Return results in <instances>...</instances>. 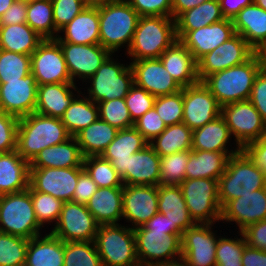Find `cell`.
<instances>
[{"mask_svg":"<svg viewBox=\"0 0 266 266\" xmlns=\"http://www.w3.org/2000/svg\"><path fill=\"white\" fill-rule=\"evenodd\" d=\"M262 68L260 55L256 52L246 62L213 73L202 82L222 107L238 101L248 100L256 76Z\"/></svg>","mask_w":266,"mask_h":266,"instance_id":"cell-1","label":"cell"},{"mask_svg":"<svg viewBox=\"0 0 266 266\" xmlns=\"http://www.w3.org/2000/svg\"><path fill=\"white\" fill-rule=\"evenodd\" d=\"M70 137L61 119L34 112L19 118L16 150L30 163L46 147L62 143Z\"/></svg>","mask_w":266,"mask_h":266,"instance_id":"cell-2","label":"cell"},{"mask_svg":"<svg viewBox=\"0 0 266 266\" xmlns=\"http://www.w3.org/2000/svg\"><path fill=\"white\" fill-rule=\"evenodd\" d=\"M139 18L127 0L99 5L100 45L112 54L127 42L129 49Z\"/></svg>","mask_w":266,"mask_h":266,"instance_id":"cell-3","label":"cell"},{"mask_svg":"<svg viewBox=\"0 0 266 266\" xmlns=\"http://www.w3.org/2000/svg\"><path fill=\"white\" fill-rule=\"evenodd\" d=\"M178 40L172 17L141 16L129 47L133 60L159 58Z\"/></svg>","mask_w":266,"mask_h":266,"instance_id":"cell-4","label":"cell"},{"mask_svg":"<svg viewBox=\"0 0 266 266\" xmlns=\"http://www.w3.org/2000/svg\"><path fill=\"white\" fill-rule=\"evenodd\" d=\"M262 188H266V176L241 151L229 157L225 172L218 179L220 205Z\"/></svg>","mask_w":266,"mask_h":266,"instance_id":"cell-5","label":"cell"},{"mask_svg":"<svg viewBox=\"0 0 266 266\" xmlns=\"http://www.w3.org/2000/svg\"><path fill=\"white\" fill-rule=\"evenodd\" d=\"M40 228L30 186L24 191L0 196V232L32 239L40 235Z\"/></svg>","mask_w":266,"mask_h":266,"instance_id":"cell-6","label":"cell"},{"mask_svg":"<svg viewBox=\"0 0 266 266\" xmlns=\"http://www.w3.org/2000/svg\"><path fill=\"white\" fill-rule=\"evenodd\" d=\"M94 242L102 266H140L133 228L99 225Z\"/></svg>","mask_w":266,"mask_h":266,"instance_id":"cell-7","label":"cell"},{"mask_svg":"<svg viewBox=\"0 0 266 266\" xmlns=\"http://www.w3.org/2000/svg\"><path fill=\"white\" fill-rule=\"evenodd\" d=\"M186 207L195 223L213 224L221 219L218 180L207 178L184 179L179 185Z\"/></svg>","mask_w":266,"mask_h":266,"instance_id":"cell-8","label":"cell"},{"mask_svg":"<svg viewBox=\"0 0 266 266\" xmlns=\"http://www.w3.org/2000/svg\"><path fill=\"white\" fill-rule=\"evenodd\" d=\"M133 230L136 254L140 266H161L181 260L182 243L179 235H168L166 232L149 231L143 226H139ZM177 255L178 259L176 260L174 256ZM149 259L152 261H149ZM156 259L159 260L153 262Z\"/></svg>","mask_w":266,"mask_h":266,"instance_id":"cell-9","label":"cell"},{"mask_svg":"<svg viewBox=\"0 0 266 266\" xmlns=\"http://www.w3.org/2000/svg\"><path fill=\"white\" fill-rule=\"evenodd\" d=\"M110 56L89 79L92 87L88 89L89 99L94 103L121 99L134 85L133 71L130 65L118 64Z\"/></svg>","mask_w":266,"mask_h":266,"instance_id":"cell-10","label":"cell"},{"mask_svg":"<svg viewBox=\"0 0 266 266\" xmlns=\"http://www.w3.org/2000/svg\"><path fill=\"white\" fill-rule=\"evenodd\" d=\"M231 135H235L238 147L266 137V123L250 100H242L221 107Z\"/></svg>","mask_w":266,"mask_h":266,"instance_id":"cell-11","label":"cell"},{"mask_svg":"<svg viewBox=\"0 0 266 266\" xmlns=\"http://www.w3.org/2000/svg\"><path fill=\"white\" fill-rule=\"evenodd\" d=\"M51 234L63 242L94 241L99 224L86 205L64 202Z\"/></svg>","mask_w":266,"mask_h":266,"instance_id":"cell-12","label":"cell"},{"mask_svg":"<svg viewBox=\"0 0 266 266\" xmlns=\"http://www.w3.org/2000/svg\"><path fill=\"white\" fill-rule=\"evenodd\" d=\"M31 73L37 85L73 83L56 39H44L31 55Z\"/></svg>","mask_w":266,"mask_h":266,"instance_id":"cell-13","label":"cell"},{"mask_svg":"<svg viewBox=\"0 0 266 266\" xmlns=\"http://www.w3.org/2000/svg\"><path fill=\"white\" fill-rule=\"evenodd\" d=\"M255 53L256 51L240 34H235L197 62L198 78L202 82L213 73L246 62Z\"/></svg>","mask_w":266,"mask_h":266,"instance_id":"cell-14","label":"cell"},{"mask_svg":"<svg viewBox=\"0 0 266 266\" xmlns=\"http://www.w3.org/2000/svg\"><path fill=\"white\" fill-rule=\"evenodd\" d=\"M83 167L70 168H30L29 186L34 190L47 193L63 203L72 201Z\"/></svg>","mask_w":266,"mask_h":266,"instance_id":"cell-15","label":"cell"},{"mask_svg":"<svg viewBox=\"0 0 266 266\" xmlns=\"http://www.w3.org/2000/svg\"><path fill=\"white\" fill-rule=\"evenodd\" d=\"M221 115V106L203 84L183 87V123L192 131L214 121Z\"/></svg>","mask_w":266,"mask_h":266,"instance_id":"cell-16","label":"cell"},{"mask_svg":"<svg viewBox=\"0 0 266 266\" xmlns=\"http://www.w3.org/2000/svg\"><path fill=\"white\" fill-rule=\"evenodd\" d=\"M212 224H198L183 232L181 259L188 266H216L218 239L211 231Z\"/></svg>","mask_w":266,"mask_h":266,"instance_id":"cell-17","label":"cell"},{"mask_svg":"<svg viewBox=\"0 0 266 266\" xmlns=\"http://www.w3.org/2000/svg\"><path fill=\"white\" fill-rule=\"evenodd\" d=\"M37 86L32 73L18 80L0 83V109L17 118L34 113Z\"/></svg>","mask_w":266,"mask_h":266,"instance_id":"cell-18","label":"cell"},{"mask_svg":"<svg viewBox=\"0 0 266 266\" xmlns=\"http://www.w3.org/2000/svg\"><path fill=\"white\" fill-rule=\"evenodd\" d=\"M66 66L74 83V77L90 78L112 54L100 44H73L59 42Z\"/></svg>","mask_w":266,"mask_h":266,"instance_id":"cell-19","label":"cell"},{"mask_svg":"<svg viewBox=\"0 0 266 266\" xmlns=\"http://www.w3.org/2000/svg\"><path fill=\"white\" fill-rule=\"evenodd\" d=\"M134 84L154 97L165 96L182 90L159 58L134 60L130 63Z\"/></svg>","mask_w":266,"mask_h":266,"instance_id":"cell-20","label":"cell"},{"mask_svg":"<svg viewBox=\"0 0 266 266\" xmlns=\"http://www.w3.org/2000/svg\"><path fill=\"white\" fill-rule=\"evenodd\" d=\"M123 217L134 223L132 227L143 226L158 213V186L123 185Z\"/></svg>","mask_w":266,"mask_h":266,"instance_id":"cell-21","label":"cell"},{"mask_svg":"<svg viewBox=\"0 0 266 266\" xmlns=\"http://www.w3.org/2000/svg\"><path fill=\"white\" fill-rule=\"evenodd\" d=\"M238 224L240 232L251 224L266 220V188L228 201L221 209V219Z\"/></svg>","mask_w":266,"mask_h":266,"instance_id":"cell-22","label":"cell"},{"mask_svg":"<svg viewBox=\"0 0 266 266\" xmlns=\"http://www.w3.org/2000/svg\"><path fill=\"white\" fill-rule=\"evenodd\" d=\"M235 34L232 19L225 18L211 25L189 31L180 42L198 62L203 56L229 40Z\"/></svg>","mask_w":266,"mask_h":266,"instance_id":"cell-23","label":"cell"},{"mask_svg":"<svg viewBox=\"0 0 266 266\" xmlns=\"http://www.w3.org/2000/svg\"><path fill=\"white\" fill-rule=\"evenodd\" d=\"M148 141L134 128L118 130L114 140L106 147L101 157L110 161L118 175L126 176L130 156L148 145Z\"/></svg>","mask_w":266,"mask_h":266,"instance_id":"cell-24","label":"cell"},{"mask_svg":"<svg viewBox=\"0 0 266 266\" xmlns=\"http://www.w3.org/2000/svg\"><path fill=\"white\" fill-rule=\"evenodd\" d=\"M172 78L183 88L200 82L198 63L191 52L177 40L159 57Z\"/></svg>","mask_w":266,"mask_h":266,"instance_id":"cell-25","label":"cell"},{"mask_svg":"<svg viewBox=\"0 0 266 266\" xmlns=\"http://www.w3.org/2000/svg\"><path fill=\"white\" fill-rule=\"evenodd\" d=\"M161 157L148 144L130 156L123 185L158 186Z\"/></svg>","mask_w":266,"mask_h":266,"instance_id":"cell-26","label":"cell"},{"mask_svg":"<svg viewBox=\"0 0 266 266\" xmlns=\"http://www.w3.org/2000/svg\"><path fill=\"white\" fill-rule=\"evenodd\" d=\"M236 34H240L256 51L266 45V10L254 2L232 18Z\"/></svg>","mask_w":266,"mask_h":266,"instance_id":"cell-27","label":"cell"},{"mask_svg":"<svg viewBox=\"0 0 266 266\" xmlns=\"http://www.w3.org/2000/svg\"><path fill=\"white\" fill-rule=\"evenodd\" d=\"M83 161L77 140L71 136L62 143L46 147L29 164L30 168H70L83 167Z\"/></svg>","mask_w":266,"mask_h":266,"instance_id":"cell-28","label":"cell"},{"mask_svg":"<svg viewBox=\"0 0 266 266\" xmlns=\"http://www.w3.org/2000/svg\"><path fill=\"white\" fill-rule=\"evenodd\" d=\"M60 31L65 32L64 38L56 36L58 42L73 44L99 43V6H86L70 23Z\"/></svg>","mask_w":266,"mask_h":266,"instance_id":"cell-29","label":"cell"},{"mask_svg":"<svg viewBox=\"0 0 266 266\" xmlns=\"http://www.w3.org/2000/svg\"><path fill=\"white\" fill-rule=\"evenodd\" d=\"M30 164L17 150L0 153V196L29 188Z\"/></svg>","mask_w":266,"mask_h":266,"instance_id":"cell-30","label":"cell"},{"mask_svg":"<svg viewBox=\"0 0 266 266\" xmlns=\"http://www.w3.org/2000/svg\"><path fill=\"white\" fill-rule=\"evenodd\" d=\"M75 86V83L38 85L35 112L40 115L60 119L74 99L70 89H77Z\"/></svg>","mask_w":266,"mask_h":266,"instance_id":"cell-31","label":"cell"},{"mask_svg":"<svg viewBox=\"0 0 266 266\" xmlns=\"http://www.w3.org/2000/svg\"><path fill=\"white\" fill-rule=\"evenodd\" d=\"M158 211L183 233L196 223L190 216L179 185H158Z\"/></svg>","mask_w":266,"mask_h":266,"instance_id":"cell-32","label":"cell"},{"mask_svg":"<svg viewBox=\"0 0 266 266\" xmlns=\"http://www.w3.org/2000/svg\"><path fill=\"white\" fill-rule=\"evenodd\" d=\"M123 187L98 188L86 204L99 225L118 224L123 217Z\"/></svg>","mask_w":266,"mask_h":266,"instance_id":"cell-33","label":"cell"},{"mask_svg":"<svg viewBox=\"0 0 266 266\" xmlns=\"http://www.w3.org/2000/svg\"><path fill=\"white\" fill-rule=\"evenodd\" d=\"M231 136L225 119L220 115L214 121L209 122L201 128L193 130L191 150L224 152L229 157L241 152V147L235 151H228L226 143Z\"/></svg>","mask_w":266,"mask_h":266,"instance_id":"cell-34","label":"cell"},{"mask_svg":"<svg viewBox=\"0 0 266 266\" xmlns=\"http://www.w3.org/2000/svg\"><path fill=\"white\" fill-rule=\"evenodd\" d=\"M29 239L26 266H64V242L50 232Z\"/></svg>","mask_w":266,"mask_h":266,"instance_id":"cell-35","label":"cell"},{"mask_svg":"<svg viewBox=\"0 0 266 266\" xmlns=\"http://www.w3.org/2000/svg\"><path fill=\"white\" fill-rule=\"evenodd\" d=\"M225 19L219 0H209L186 10L176 19V34L180 41L189 31L211 25Z\"/></svg>","mask_w":266,"mask_h":266,"instance_id":"cell-36","label":"cell"},{"mask_svg":"<svg viewBox=\"0 0 266 266\" xmlns=\"http://www.w3.org/2000/svg\"><path fill=\"white\" fill-rule=\"evenodd\" d=\"M229 156L224 152L191 150L185 169V179L218 180L225 172Z\"/></svg>","mask_w":266,"mask_h":266,"instance_id":"cell-37","label":"cell"},{"mask_svg":"<svg viewBox=\"0 0 266 266\" xmlns=\"http://www.w3.org/2000/svg\"><path fill=\"white\" fill-rule=\"evenodd\" d=\"M44 40L27 23L0 25V49L32 55Z\"/></svg>","mask_w":266,"mask_h":266,"instance_id":"cell-38","label":"cell"},{"mask_svg":"<svg viewBox=\"0 0 266 266\" xmlns=\"http://www.w3.org/2000/svg\"><path fill=\"white\" fill-rule=\"evenodd\" d=\"M118 129L98 118L74 137L84 158L101 156L106 147L114 140Z\"/></svg>","mask_w":266,"mask_h":266,"instance_id":"cell-39","label":"cell"},{"mask_svg":"<svg viewBox=\"0 0 266 266\" xmlns=\"http://www.w3.org/2000/svg\"><path fill=\"white\" fill-rule=\"evenodd\" d=\"M192 136L193 131L181 122L167 126L160 135L154 137L148 144L160 157H164L191 150Z\"/></svg>","mask_w":266,"mask_h":266,"instance_id":"cell-40","label":"cell"},{"mask_svg":"<svg viewBox=\"0 0 266 266\" xmlns=\"http://www.w3.org/2000/svg\"><path fill=\"white\" fill-rule=\"evenodd\" d=\"M96 104L89 98L73 99L60 118L71 136H75L99 118Z\"/></svg>","mask_w":266,"mask_h":266,"instance_id":"cell-41","label":"cell"},{"mask_svg":"<svg viewBox=\"0 0 266 266\" xmlns=\"http://www.w3.org/2000/svg\"><path fill=\"white\" fill-rule=\"evenodd\" d=\"M26 23L44 39H55L59 31L53 20V5L49 0L28 1Z\"/></svg>","mask_w":266,"mask_h":266,"instance_id":"cell-42","label":"cell"},{"mask_svg":"<svg viewBox=\"0 0 266 266\" xmlns=\"http://www.w3.org/2000/svg\"><path fill=\"white\" fill-rule=\"evenodd\" d=\"M83 168L98 188L123 187L122 179L110 161L103 159L101 156L84 158Z\"/></svg>","mask_w":266,"mask_h":266,"instance_id":"cell-43","label":"cell"},{"mask_svg":"<svg viewBox=\"0 0 266 266\" xmlns=\"http://www.w3.org/2000/svg\"><path fill=\"white\" fill-rule=\"evenodd\" d=\"M64 266H102L95 242H64Z\"/></svg>","mask_w":266,"mask_h":266,"instance_id":"cell-44","label":"cell"},{"mask_svg":"<svg viewBox=\"0 0 266 266\" xmlns=\"http://www.w3.org/2000/svg\"><path fill=\"white\" fill-rule=\"evenodd\" d=\"M30 73V55L0 49V83L18 80Z\"/></svg>","mask_w":266,"mask_h":266,"instance_id":"cell-45","label":"cell"},{"mask_svg":"<svg viewBox=\"0 0 266 266\" xmlns=\"http://www.w3.org/2000/svg\"><path fill=\"white\" fill-rule=\"evenodd\" d=\"M190 152L186 150L161 157L159 185H180L183 182Z\"/></svg>","mask_w":266,"mask_h":266,"instance_id":"cell-46","label":"cell"},{"mask_svg":"<svg viewBox=\"0 0 266 266\" xmlns=\"http://www.w3.org/2000/svg\"><path fill=\"white\" fill-rule=\"evenodd\" d=\"M29 239L0 232V266H23Z\"/></svg>","mask_w":266,"mask_h":266,"instance_id":"cell-47","label":"cell"},{"mask_svg":"<svg viewBox=\"0 0 266 266\" xmlns=\"http://www.w3.org/2000/svg\"><path fill=\"white\" fill-rule=\"evenodd\" d=\"M97 106L99 118L118 130L134 127L124 98L101 101Z\"/></svg>","mask_w":266,"mask_h":266,"instance_id":"cell-48","label":"cell"},{"mask_svg":"<svg viewBox=\"0 0 266 266\" xmlns=\"http://www.w3.org/2000/svg\"><path fill=\"white\" fill-rule=\"evenodd\" d=\"M31 198L36 219L41 227L45 222L58 221L63 205L61 200L50 194L34 191L32 188Z\"/></svg>","mask_w":266,"mask_h":266,"instance_id":"cell-49","label":"cell"},{"mask_svg":"<svg viewBox=\"0 0 266 266\" xmlns=\"http://www.w3.org/2000/svg\"><path fill=\"white\" fill-rule=\"evenodd\" d=\"M154 108L167 126L181 123L183 121V88L176 93L156 97Z\"/></svg>","mask_w":266,"mask_h":266,"instance_id":"cell-50","label":"cell"},{"mask_svg":"<svg viewBox=\"0 0 266 266\" xmlns=\"http://www.w3.org/2000/svg\"><path fill=\"white\" fill-rule=\"evenodd\" d=\"M237 240L219 238L216 247V266H242V254L246 244L245 238Z\"/></svg>","mask_w":266,"mask_h":266,"instance_id":"cell-51","label":"cell"},{"mask_svg":"<svg viewBox=\"0 0 266 266\" xmlns=\"http://www.w3.org/2000/svg\"><path fill=\"white\" fill-rule=\"evenodd\" d=\"M124 99L131 119L135 122L154 107L156 97L134 84Z\"/></svg>","mask_w":266,"mask_h":266,"instance_id":"cell-52","label":"cell"},{"mask_svg":"<svg viewBox=\"0 0 266 266\" xmlns=\"http://www.w3.org/2000/svg\"><path fill=\"white\" fill-rule=\"evenodd\" d=\"M52 5L55 28L59 32L87 6L83 0H53Z\"/></svg>","mask_w":266,"mask_h":266,"instance_id":"cell-53","label":"cell"},{"mask_svg":"<svg viewBox=\"0 0 266 266\" xmlns=\"http://www.w3.org/2000/svg\"><path fill=\"white\" fill-rule=\"evenodd\" d=\"M19 118L0 109V153L17 149V131Z\"/></svg>","mask_w":266,"mask_h":266,"instance_id":"cell-54","label":"cell"},{"mask_svg":"<svg viewBox=\"0 0 266 266\" xmlns=\"http://www.w3.org/2000/svg\"><path fill=\"white\" fill-rule=\"evenodd\" d=\"M166 127L167 125L160 118L154 107L134 122V128L148 142L160 135Z\"/></svg>","mask_w":266,"mask_h":266,"instance_id":"cell-55","label":"cell"},{"mask_svg":"<svg viewBox=\"0 0 266 266\" xmlns=\"http://www.w3.org/2000/svg\"><path fill=\"white\" fill-rule=\"evenodd\" d=\"M139 16L172 17V0H127Z\"/></svg>","mask_w":266,"mask_h":266,"instance_id":"cell-56","label":"cell"},{"mask_svg":"<svg viewBox=\"0 0 266 266\" xmlns=\"http://www.w3.org/2000/svg\"><path fill=\"white\" fill-rule=\"evenodd\" d=\"M249 100L266 123V70L264 68L256 76Z\"/></svg>","mask_w":266,"mask_h":266,"instance_id":"cell-57","label":"cell"},{"mask_svg":"<svg viewBox=\"0 0 266 266\" xmlns=\"http://www.w3.org/2000/svg\"><path fill=\"white\" fill-rule=\"evenodd\" d=\"M241 151L266 176V137L245 144Z\"/></svg>","mask_w":266,"mask_h":266,"instance_id":"cell-58","label":"cell"},{"mask_svg":"<svg viewBox=\"0 0 266 266\" xmlns=\"http://www.w3.org/2000/svg\"><path fill=\"white\" fill-rule=\"evenodd\" d=\"M241 232L249 247L266 251V220L251 224Z\"/></svg>","mask_w":266,"mask_h":266,"instance_id":"cell-59","label":"cell"},{"mask_svg":"<svg viewBox=\"0 0 266 266\" xmlns=\"http://www.w3.org/2000/svg\"><path fill=\"white\" fill-rule=\"evenodd\" d=\"M97 184L92 180L88 173L83 170L79 174L72 202L86 205L91 196L97 191Z\"/></svg>","mask_w":266,"mask_h":266,"instance_id":"cell-60","label":"cell"},{"mask_svg":"<svg viewBox=\"0 0 266 266\" xmlns=\"http://www.w3.org/2000/svg\"><path fill=\"white\" fill-rule=\"evenodd\" d=\"M28 1L15 0L2 14L0 25H13L26 23Z\"/></svg>","mask_w":266,"mask_h":266,"instance_id":"cell-61","label":"cell"},{"mask_svg":"<svg viewBox=\"0 0 266 266\" xmlns=\"http://www.w3.org/2000/svg\"><path fill=\"white\" fill-rule=\"evenodd\" d=\"M143 227L149 231L166 232L168 235H179L181 238L183 234L176 225H171L167 216L159 212L143 224Z\"/></svg>","mask_w":266,"mask_h":266,"instance_id":"cell-62","label":"cell"},{"mask_svg":"<svg viewBox=\"0 0 266 266\" xmlns=\"http://www.w3.org/2000/svg\"><path fill=\"white\" fill-rule=\"evenodd\" d=\"M242 266H266V251L245 246Z\"/></svg>","mask_w":266,"mask_h":266,"instance_id":"cell-63","label":"cell"},{"mask_svg":"<svg viewBox=\"0 0 266 266\" xmlns=\"http://www.w3.org/2000/svg\"><path fill=\"white\" fill-rule=\"evenodd\" d=\"M253 0H219L222 14L225 18L232 19ZM229 3V4H228Z\"/></svg>","mask_w":266,"mask_h":266,"instance_id":"cell-64","label":"cell"},{"mask_svg":"<svg viewBox=\"0 0 266 266\" xmlns=\"http://www.w3.org/2000/svg\"><path fill=\"white\" fill-rule=\"evenodd\" d=\"M206 1L209 0H172V18L175 20L181 13Z\"/></svg>","mask_w":266,"mask_h":266,"instance_id":"cell-65","label":"cell"},{"mask_svg":"<svg viewBox=\"0 0 266 266\" xmlns=\"http://www.w3.org/2000/svg\"><path fill=\"white\" fill-rule=\"evenodd\" d=\"M15 0H0V18L2 14L13 4Z\"/></svg>","mask_w":266,"mask_h":266,"instance_id":"cell-66","label":"cell"},{"mask_svg":"<svg viewBox=\"0 0 266 266\" xmlns=\"http://www.w3.org/2000/svg\"><path fill=\"white\" fill-rule=\"evenodd\" d=\"M113 0H83L87 6H99Z\"/></svg>","mask_w":266,"mask_h":266,"instance_id":"cell-67","label":"cell"},{"mask_svg":"<svg viewBox=\"0 0 266 266\" xmlns=\"http://www.w3.org/2000/svg\"><path fill=\"white\" fill-rule=\"evenodd\" d=\"M258 53L262 61V67L266 70V45Z\"/></svg>","mask_w":266,"mask_h":266,"instance_id":"cell-68","label":"cell"},{"mask_svg":"<svg viewBox=\"0 0 266 266\" xmlns=\"http://www.w3.org/2000/svg\"><path fill=\"white\" fill-rule=\"evenodd\" d=\"M161 266H188V265L181 259V260H178L176 262L164 264V265H161Z\"/></svg>","mask_w":266,"mask_h":266,"instance_id":"cell-69","label":"cell"},{"mask_svg":"<svg viewBox=\"0 0 266 266\" xmlns=\"http://www.w3.org/2000/svg\"><path fill=\"white\" fill-rule=\"evenodd\" d=\"M253 2H254L257 6L263 8L264 10H266V0H253Z\"/></svg>","mask_w":266,"mask_h":266,"instance_id":"cell-70","label":"cell"}]
</instances>
